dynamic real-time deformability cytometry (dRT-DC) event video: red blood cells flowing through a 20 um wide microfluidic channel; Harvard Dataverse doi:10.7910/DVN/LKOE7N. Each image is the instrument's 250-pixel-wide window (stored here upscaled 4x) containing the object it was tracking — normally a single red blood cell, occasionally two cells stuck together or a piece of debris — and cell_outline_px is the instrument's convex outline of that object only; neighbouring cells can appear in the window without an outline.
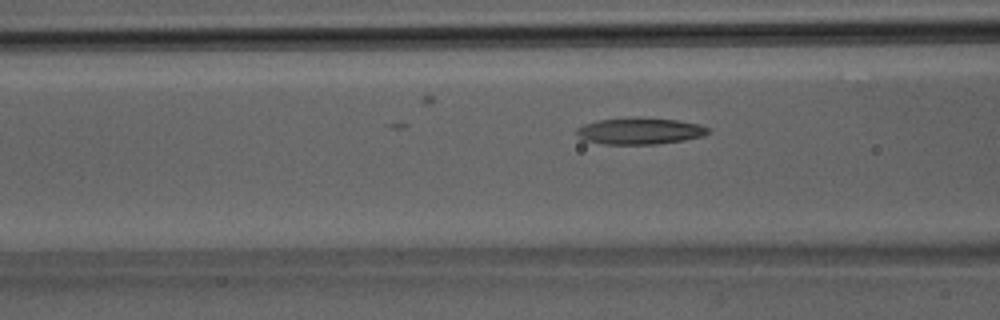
{"species": "Egyptian fruit bat (a non-hibernating species)", "species_latin": "Rousettus aegyptiacus", "temperature_condition": "room temperature", "stored_images_in_passage": 7, "camera_frame_rate_fps": 3000, "um_per_image_px": 0.085, "animal": {"sex": "male"}, "frame": {"image": 1, "passage_image": 7, "time_ms": 2.0, "image_size_px": [1000, 320], "cell_outline_px": [[712, 132], [704, 136], [684, 140], [656, 144], [604, 144], [584, 140], [576, 132], [576, 128], [584, 124], [600, 120], [676, 120], [700, 124], [708, 128]], "centroid_in_image_um": [54.43, 11.18], "position_along_channel_um": 112.2, "area_um2": 19.42}}